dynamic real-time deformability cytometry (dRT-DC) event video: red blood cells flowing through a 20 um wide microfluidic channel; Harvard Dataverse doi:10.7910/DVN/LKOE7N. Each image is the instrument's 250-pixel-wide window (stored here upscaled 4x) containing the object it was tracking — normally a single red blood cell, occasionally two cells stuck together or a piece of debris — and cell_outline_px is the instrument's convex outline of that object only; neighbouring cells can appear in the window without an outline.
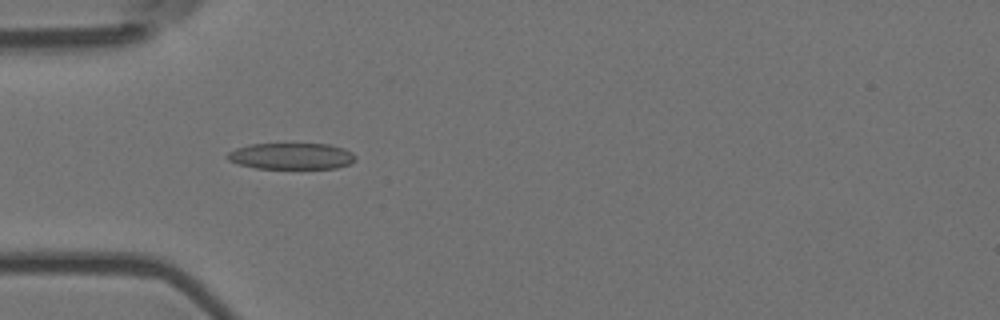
{"species": "Egyptian fruit bat (a non-hibernating species)", "species_latin": "Rousettus aegyptiacus", "temperature_condition": "room temperature", "stored_images_in_passage": 30, "camera_frame_rate_fps": 3000, "um_per_image_px": 0.085, "animal": {"sex": "female"}, "frame": {"image": 1, "passage_image": 6, "time_ms": 1.667, "image_size_px": [1000, 320], "cell_outline_px": [[356, 160], [348, 164], [336, 168], [256, 168], [236, 164], [228, 160], [224, 156], [228, 152], [236, 148], [248, 144], [328, 144], [344, 148], [352, 152], [356, 156]], "centroid_in_image_um": [24.73, 13.27], "position_along_channel_um": 60.3, "area_um2": 19.77}}
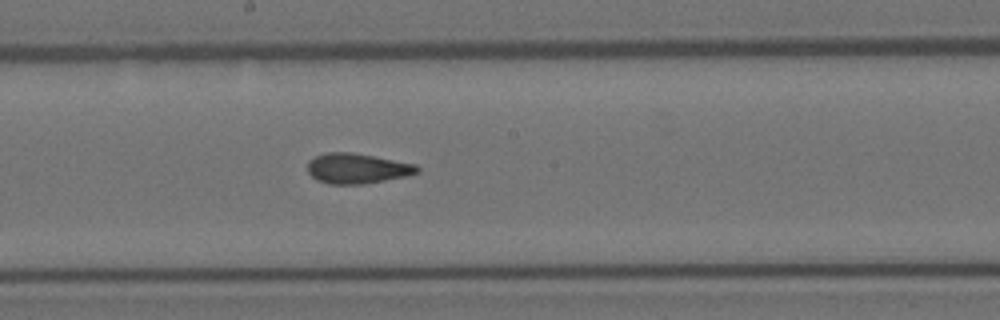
{"frame": {"image": 2, "passage_image": 19, "time_ms": 6.0, "image_size_px": [1000, 320], "cell_outline_px": [[420, 172], [408, 176], [364, 184], [328, 184], [316, 180], [308, 172], [308, 160], [324, 152], [352, 152], [416, 164], [420, 168]], "centroid_in_image_um": [30.36, 14.32], "position_along_channel_um": 217.8, "area_um2": 19.48}}
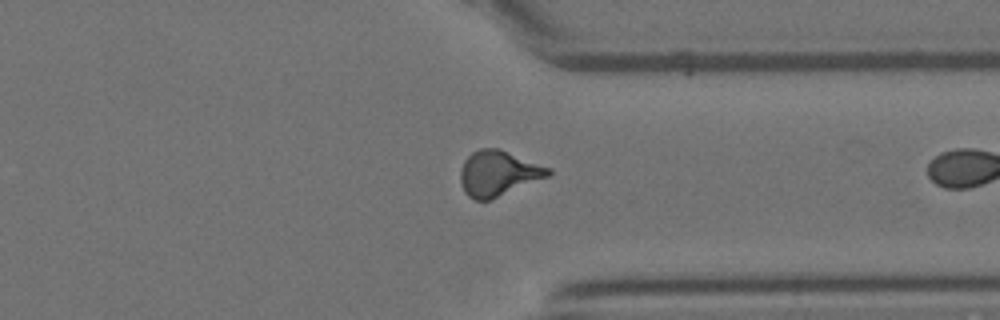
{"frame": {"image": 3, "passage_image": 29, "time_ms": 9.333, "image_size_px": [1000, 320], "cell_outline_px": [[552, 172], [548, 176], [488, 200], [472, 200], [464, 192], [460, 180], [460, 172], [464, 160], [472, 152], [480, 148], [500, 148], [552, 168]], "centroid_in_image_um": [42.33, 14.71], "position_along_channel_um": 369.1, "area_um2": 23.12}}